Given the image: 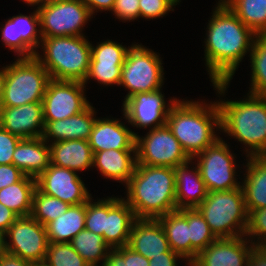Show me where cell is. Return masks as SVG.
I'll use <instances>...</instances> for the list:
<instances>
[{
	"instance_id": "6da1fadb",
	"label": "cell",
	"mask_w": 266,
	"mask_h": 266,
	"mask_svg": "<svg viewBox=\"0 0 266 266\" xmlns=\"http://www.w3.org/2000/svg\"><path fill=\"white\" fill-rule=\"evenodd\" d=\"M206 27L204 60L210 82L225 96L240 62L252 50L256 34L222 0H218ZM220 95V96H219Z\"/></svg>"
},
{
	"instance_id": "7a4b0ae2",
	"label": "cell",
	"mask_w": 266,
	"mask_h": 266,
	"mask_svg": "<svg viewBox=\"0 0 266 266\" xmlns=\"http://www.w3.org/2000/svg\"><path fill=\"white\" fill-rule=\"evenodd\" d=\"M166 125L192 159L219 138L220 111L216 101L177 99L170 107Z\"/></svg>"
},
{
	"instance_id": "3957f363",
	"label": "cell",
	"mask_w": 266,
	"mask_h": 266,
	"mask_svg": "<svg viewBox=\"0 0 266 266\" xmlns=\"http://www.w3.org/2000/svg\"><path fill=\"white\" fill-rule=\"evenodd\" d=\"M175 184L174 168L136 163L123 199L136 218L157 219L177 210Z\"/></svg>"
},
{
	"instance_id": "277c9868",
	"label": "cell",
	"mask_w": 266,
	"mask_h": 266,
	"mask_svg": "<svg viewBox=\"0 0 266 266\" xmlns=\"http://www.w3.org/2000/svg\"><path fill=\"white\" fill-rule=\"evenodd\" d=\"M246 95L239 101L222 98L216 101L220 132L239 141L246 157L260 156L266 150V96Z\"/></svg>"
},
{
	"instance_id": "5b68a950",
	"label": "cell",
	"mask_w": 266,
	"mask_h": 266,
	"mask_svg": "<svg viewBox=\"0 0 266 266\" xmlns=\"http://www.w3.org/2000/svg\"><path fill=\"white\" fill-rule=\"evenodd\" d=\"M39 48L43 53L40 55L37 51L34 57L48 71L50 79L85 81L91 58V42L88 37H45Z\"/></svg>"
},
{
	"instance_id": "8992f818",
	"label": "cell",
	"mask_w": 266,
	"mask_h": 266,
	"mask_svg": "<svg viewBox=\"0 0 266 266\" xmlns=\"http://www.w3.org/2000/svg\"><path fill=\"white\" fill-rule=\"evenodd\" d=\"M197 209L216 238L245 236L249 213L242 187L208 192Z\"/></svg>"
},
{
	"instance_id": "52a82bcc",
	"label": "cell",
	"mask_w": 266,
	"mask_h": 266,
	"mask_svg": "<svg viewBox=\"0 0 266 266\" xmlns=\"http://www.w3.org/2000/svg\"><path fill=\"white\" fill-rule=\"evenodd\" d=\"M6 65V82L0 107L42 102L50 80L48 71L33 57H20Z\"/></svg>"
},
{
	"instance_id": "ba28073f",
	"label": "cell",
	"mask_w": 266,
	"mask_h": 266,
	"mask_svg": "<svg viewBox=\"0 0 266 266\" xmlns=\"http://www.w3.org/2000/svg\"><path fill=\"white\" fill-rule=\"evenodd\" d=\"M159 55L142 44L132 43L123 63L119 82V86L128 90L123 103L137 93L161 90L165 73Z\"/></svg>"
},
{
	"instance_id": "9c48e42d",
	"label": "cell",
	"mask_w": 266,
	"mask_h": 266,
	"mask_svg": "<svg viewBox=\"0 0 266 266\" xmlns=\"http://www.w3.org/2000/svg\"><path fill=\"white\" fill-rule=\"evenodd\" d=\"M227 143L220 137L214 144L192 158L197 162L196 165L208 192L228 191L241 187V182L237 178L240 176L237 175L240 166Z\"/></svg>"
},
{
	"instance_id": "30bf717a",
	"label": "cell",
	"mask_w": 266,
	"mask_h": 266,
	"mask_svg": "<svg viewBox=\"0 0 266 266\" xmlns=\"http://www.w3.org/2000/svg\"><path fill=\"white\" fill-rule=\"evenodd\" d=\"M37 11L42 38L85 36V25L95 17L81 0L46 3Z\"/></svg>"
},
{
	"instance_id": "8fae6325",
	"label": "cell",
	"mask_w": 266,
	"mask_h": 266,
	"mask_svg": "<svg viewBox=\"0 0 266 266\" xmlns=\"http://www.w3.org/2000/svg\"><path fill=\"white\" fill-rule=\"evenodd\" d=\"M148 130L136 134L137 164L174 168L190 160L167 125Z\"/></svg>"
},
{
	"instance_id": "7c38bea8",
	"label": "cell",
	"mask_w": 266,
	"mask_h": 266,
	"mask_svg": "<svg viewBox=\"0 0 266 266\" xmlns=\"http://www.w3.org/2000/svg\"><path fill=\"white\" fill-rule=\"evenodd\" d=\"M7 253L39 264L45 261L48 236L46 227L31 215L18 217L6 232Z\"/></svg>"
},
{
	"instance_id": "4fadbf2b",
	"label": "cell",
	"mask_w": 266,
	"mask_h": 266,
	"mask_svg": "<svg viewBox=\"0 0 266 266\" xmlns=\"http://www.w3.org/2000/svg\"><path fill=\"white\" fill-rule=\"evenodd\" d=\"M85 91L83 82L50 79L42 99L44 121L62 120L84 111L91 104Z\"/></svg>"
},
{
	"instance_id": "5bb4252c",
	"label": "cell",
	"mask_w": 266,
	"mask_h": 266,
	"mask_svg": "<svg viewBox=\"0 0 266 266\" xmlns=\"http://www.w3.org/2000/svg\"><path fill=\"white\" fill-rule=\"evenodd\" d=\"M164 97L162 89L135 94L122 103L123 119L132 127L145 130L166 125L169 109L178 98L170 97L167 102Z\"/></svg>"
},
{
	"instance_id": "9a60e30c",
	"label": "cell",
	"mask_w": 266,
	"mask_h": 266,
	"mask_svg": "<svg viewBox=\"0 0 266 266\" xmlns=\"http://www.w3.org/2000/svg\"><path fill=\"white\" fill-rule=\"evenodd\" d=\"M36 188L41 193L56 197L69 205L85 203L92 197L77 172L51 163L36 178Z\"/></svg>"
},
{
	"instance_id": "2e32d148",
	"label": "cell",
	"mask_w": 266,
	"mask_h": 266,
	"mask_svg": "<svg viewBox=\"0 0 266 266\" xmlns=\"http://www.w3.org/2000/svg\"><path fill=\"white\" fill-rule=\"evenodd\" d=\"M0 32L2 45L13 51L17 58L33 57L42 40L37 9L34 8L30 15L20 13L8 18Z\"/></svg>"
},
{
	"instance_id": "e0dca14e",
	"label": "cell",
	"mask_w": 266,
	"mask_h": 266,
	"mask_svg": "<svg viewBox=\"0 0 266 266\" xmlns=\"http://www.w3.org/2000/svg\"><path fill=\"white\" fill-rule=\"evenodd\" d=\"M130 48L112 39L97 42L96 46L91 43L89 71L83 84L86 86L93 79L105 87L119 86L121 69Z\"/></svg>"
},
{
	"instance_id": "ac0fdd59",
	"label": "cell",
	"mask_w": 266,
	"mask_h": 266,
	"mask_svg": "<svg viewBox=\"0 0 266 266\" xmlns=\"http://www.w3.org/2000/svg\"><path fill=\"white\" fill-rule=\"evenodd\" d=\"M253 248L246 236L217 238L197 255L190 266H247Z\"/></svg>"
},
{
	"instance_id": "d6986e66",
	"label": "cell",
	"mask_w": 266,
	"mask_h": 266,
	"mask_svg": "<svg viewBox=\"0 0 266 266\" xmlns=\"http://www.w3.org/2000/svg\"><path fill=\"white\" fill-rule=\"evenodd\" d=\"M136 134L118 118L97 117L88 142L93 154L110 149L136 150Z\"/></svg>"
},
{
	"instance_id": "ffe728a7",
	"label": "cell",
	"mask_w": 266,
	"mask_h": 266,
	"mask_svg": "<svg viewBox=\"0 0 266 266\" xmlns=\"http://www.w3.org/2000/svg\"><path fill=\"white\" fill-rule=\"evenodd\" d=\"M1 127L20 138L42 137L44 118L42 102L18 107H0Z\"/></svg>"
},
{
	"instance_id": "44dd1931",
	"label": "cell",
	"mask_w": 266,
	"mask_h": 266,
	"mask_svg": "<svg viewBox=\"0 0 266 266\" xmlns=\"http://www.w3.org/2000/svg\"><path fill=\"white\" fill-rule=\"evenodd\" d=\"M120 197L105 198L104 241L112 249L128 244L132 226L137 219L132 208Z\"/></svg>"
},
{
	"instance_id": "7402d4cb",
	"label": "cell",
	"mask_w": 266,
	"mask_h": 266,
	"mask_svg": "<svg viewBox=\"0 0 266 266\" xmlns=\"http://www.w3.org/2000/svg\"><path fill=\"white\" fill-rule=\"evenodd\" d=\"M127 246L147 259L170 250L165 231L159 220L150 218L135 220Z\"/></svg>"
},
{
	"instance_id": "603a6c76",
	"label": "cell",
	"mask_w": 266,
	"mask_h": 266,
	"mask_svg": "<svg viewBox=\"0 0 266 266\" xmlns=\"http://www.w3.org/2000/svg\"><path fill=\"white\" fill-rule=\"evenodd\" d=\"M193 161V159H190L174 167L176 206L178 210L197 208L208 194L199 168L196 162Z\"/></svg>"
},
{
	"instance_id": "cb8c5ba5",
	"label": "cell",
	"mask_w": 266,
	"mask_h": 266,
	"mask_svg": "<svg viewBox=\"0 0 266 266\" xmlns=\"http://www.w3.org/2000/svg\"><path fill=\"white\" fill-rule=\"evenodd\" d=\"M90 104L77 115L55 121H44L42 138L47 143L66 140H88L96 120L95 107Z\"/></svg>"
},
{
	"instance_id": "d4e9b609",
	"label": "cell",
	"mask_w": 266,
	"mask_h": 266,
	"mask_svg": "<svg viewBox=\"0 0 266 266\" xmlns=\"http://www.w3.org/2000/svg\"><path fill=\"white\" fill-rule=\"evenodd\" d=\"M50 163V145L42 137L22 138L13 153L12 164L34 178L43 173Z\"/></svg>"
},
{
	"instance_id": "484cf974",
	"label": "cell",
	"mask_w": 266,
	"mask_h": 266,
	"mask_svg": "<svg viewBox=\"0 0 266 266\" xmlns=\"http://www.w3.org/2000/svg\"><path fill=\"white\" fill-rule=\"evenodd\" d=\"M136 150H105L93 154V168L106 179L126 185L136 167Z\"/></svg>"
},
{
	"instance_id": "4316f807",
	"label": "cell",
	"mask_w": 266,
	"mask_h": 266,
	"mask_svg": "<svg viewBox=\"0 0 266 266\" xmlns=\"http://www.w3.org/2000/svg\"><path fill=\"white\" fill-rule=\"evenodd\" d=\"M246 158L241 187L249 213L251 210L266 207V159L261 156Z\"/></svg>"
},
{
	"instance_id": "83f0119b",
	"label": "cell",
	"mask_w": 266,
	"mask_h": 266,
	"mask_svg": "<svg viewBox=\"0 0 266 266\" xmlns=\"http://www.w3.org/2000/svg\"><path fill=\"white\" fill-rule=\"evenodd\" d=\"M51 164L75 171L93 168V152L88 140H66L49 143Z\"/></svg>"
},
{
	"instance_id": "f1b7e54d",
	"label": "cell",
	"mask_w": 266,
	"mask_h": 266,
	"mask_svg": "<svg viewBox=\"0 0 266 266\" xmlns=\"http://www.w3.org/2000/svg\"><path fill=\"white\" fill-rule=\"evenodd\" d=\"M157 219L165 231L170 249L191 264V241L186 209H177Z\"/></svg>"
},
{
	"instance_id": "f546056e",
	"label": "cell",
	"mask_w": 266,
	"mask_h": 266,
	"mask_svg": "<svg viewBox=\"0 0 266 266\" xmlns=\"http://www.w3.org/2000/svg\"><path fill=\"white\" fill-rule=\"evenodd\" d=\"M86 202L70 205L65 213L49 222L45 227L48 241L52 243L67 242L85 229Z\"/></svg>"
},
{
	"instance_id": "4dcf8cb0",
	"label": "cell",
	"mask_w": 266,
	"mask_h": 266,
	"mask_svg": "<svg viewBox=\"0 0 266 266\" xmlns=\"http://www.w3.org/2000/svg\"><path fill=\"white\" fill-rule=\"evenodd\" d=\"M36 178L25 175L19 182L0 190V203L18 217L30 216Z\"/></svg>"
},
{
	"instance_id": "1f68e13d",
	"label": "cell",
	"mask_w": 266,
	"mask_h": 266,
	"mask_svg": "<svg viewBox=\"0 0 266 266\" xmlns=\"http://www.w3.org/2000/svg\"><path fill=\"white\" fill-rule=\"evenodd\" d=\"M70 243L91 266H102L108 257L109 251L112 249L106 244L102 235L86 229L80 231Z\"/></svg>"
},
{
	"instance_id": "d6a6232c",
	"label": "cell",
	"mask_w": 266,
	"mask_h": 266,
	"mask_svg": "<svg viewBox=\"0 0 266 266\" xmlns=\"http://www.w3.org/2000/svg\"><path fill=\"white\" fill-rule=\"evenodd\" d=\"M256 35L266 34V0H222Z\"/></svg>"
},
{
	"instance_id": "836d02e7",
	"label": "cell",
	"mask_w": 266,
	"mask_h": 266,
	"mask_svg": "<svg viewBox=\"0 0 266 266\" xmlns=\"http://www.w3.org/2000/svg\"><path fill=\"white\" fill-rule=\"evenodd\" d=\"M250 57L251 79L248 93L266 96V34H257Z\"/></svg>"
},
{
	"instance_id": "e575fe53",
	"label": "cell",
	"mask_w": 266,
	"mask_h": 266,
	"mask_svg": "<svg viewBox=\"0 0 266 266\" xmlns=\"http://www.w3.org/2000/svg\"><path fill=\"white\" fill-rule=\"evenodd\" d=\"M186 219L189 224L192 263L197 255L217 238L197 208L186 209Z\"/></svg>"
},
{
	"instance_id": "d590c367",
	"label": "cell",
	"mask_w": 266,
	"mask_h": 266,
	"mask_svg": "<svg viewBox=\"0 0 266 266\" xmlns=\"http://www.w3.org/2000/svg\"><path fill=\"white\" fill-rule=\"evenodd\" d=\"M70 205L60 199L41 193L37 188L33 194L31 216L46 226L66 212Z\"/></svg>"
},
{
	"instance_id": "8d00e7d4",
	"label": "cell",
	"mask_w": 266,
	"mask_h": 266,
	"mask_svg": "<svg viewBox=\"0 0 266 266\" xmlns=\"http://www.w3.org/2000/svg\"><path fill=\"white\" fill-rule=\"evenodd\" d=\"M44 263L48 266H91L73 248L71 243H48Z\"/></svg>"
},
{
	"instance_id": "74e56055",
	"label": "cell",
	"mask_w": 266,
	"mask_h": 266,
	"mask_svg": "<svg viewBox=\"0 0 266 266\" xmlns=\"http://www.w3.org/2000/svg\"><path fill=\"white\" fill-rule=\"evenodd\" d=\"M245 236L256 247H266V207L251 210Z\"/></svg>"
},
{
	"instance_id": "f35d334b",
	"label": "cell",
	"mask_w": 266,
	"mask_h": 266,
	"mask_svg": "<svg viewBox=\"0 0 266 266\" xmlns=\"http://www.w3.org/2000/svg\"><path fill=\"white\" fill-rule=\"evenodd\" d=\"M92 198L86 202L85 229L102 235L104 238L105 198H97V201Z\"/></svg>"
},
{
	"instance_id": "ab89813d",
	"label": "cell",
	"mask_w": 266,
	"mask_h": 266,
	"mask_svg": "<svg viewBox=\"0 0 266 266\" xmlns=\"http://www.w3.org/2000/svg\"><path fill=\"white\" fill-rule=\"evenodd\" d=\"M173 7L168 0H139L140 17L148 21L166 16Z\"/></svg>"
},
{
	"instance_id": "60d3db41",
	"label": "cell",
	"mask_w": 266,
	"mask_h": 266,
	"mask_svg": "<svg viewBox=\"0 0 266 266\" xmlns=\"http://www.w3.org/2000/svg\"><path fill=\"white\" fill-rule=\"evenodd\" d=\"M111 13L122 22H132L140 18L139 0H115Z\"/></svg>"
},
{
	"instance_id": "b9f144b4",
	"label": "cell",
	"mask_w": 266,
	"mask_h": 266,
	"mask_svg": "<svg viewBox=\"0 0 266 266\" xmlns=\"http://www.w3.org/2000/svg\"><path fill=\"white\" fill-rule=\"evenodd\" d=\"M21 139L0 127V165L12 164L13 153Z\"/></svg>"
},
{
	"instance_id": "7bdbcfd3",
	"label": "cell",
	"mask_w": 266,
	"mask_h": 266,
	"mask_svg": "<svg viewBox=\"0 0 266 266\" xmlns=\"http://www.w3.org/2000/svg\"><path fill=\"white\" fill-rule=\"evenodd\" d=\"M102 266H131V248L125 245L111 249Z\"/></svg>"
},
{
	"instance_id": "ee69618b",
	"label": "cell",
	"mask_w": 266,
	"mask_h": 266,
	"mask_svg": "<svg viewBox=\"0 0 266 266\" xmlns=\"http://www.w3.org/2000/svg\"><path fill=\"white\" fill-rule=\"evenodd\" d=\"M25 174L13 164L0 165V190L19 182Z\"/></svg>"
},
{
	"instance_id": "f6af8a7d",
	"label": "cell",
	"mask_w": 266,
	"mask_h": 266,
	"mask_svg": "<svg viewBox=\"0 0 266 266\" xmlns=\"http://www.w3.org/2000/svg\"><path fill=\"white\" fill-rule=\"evenodd\" d=\"M182 260L187 266H190L187 261L179 254L175 253L171 249L168 252L161 253L157 257L149 259V266H178L177 261Z\"/></svg>"
},
{
	"instance_id": "bcb514c9",
	"label": "cell",
	"mask_w": 266,
	"mask_h": 266,
	"mask_svg": "<svg viewBox=\"0 0 266 266\" xmlns=\"http://www.w3.org/2000/svg\"><path fill=\"white\" fill-rule=\"evenodd\" d=\"M89 9L90 13L96 15L97 12L113 10L115 0H81Z\"/></svg>"
},
{
	"instance_id": "7dc6e473",
	"label": "cell",
	"mask_w": 266,
	"mask_h": 266,
	"mask_svg": "<svg viewBox=\"0 0 266 266\" xmlns=\"http://www.w3.org/2000/svg\"><path fill=\"white\" fill-rule=\"evenodd\" d=\"M18 216L0 203V230L7 232L9 227L15 222Z\"/></svg>"
},
{
	"instance_id": "c3c4849f",
	"label": "cell",
	"mask_w": 266,
	"mask_h": 266,
	"mask_svg": "<svg viewBox=\"0 0 266 266\" xmlns=\"http://www.w3.org/2000/svg\"><path fill=\"white\" fill-rule=\"evenodd\" d=\"M247 266H266V247L254 246Z\"/></svg>"
},
{
	"instance_id": "681fc988",
	"label": "cell",
	"mask_w": 266,
	"mask_h": 266,
	"mask_svg": "<svg viewBox=\"0 0 266 266\" xmlns=\"http://www.w3.org/2000/svg\"><path fill=\"white\" fill-rule=\"evenodd\" d=\"M0 266H35V264L21 257L5 253L0 257Z\"/></svg>"
},
{
	"instance_id": "f907efd6",
	"label": "cell",
	"mask_w": 266,
	"mask_h": 266,
	"mask_svg": "<svg viewBox=\"0 0 266 266\" xmlns=\"http://www.w3.org/2000/svg\"><path fill=\"white\" fill-rule=\"evenodd\" d=\"M131 266H149V259L131 249Z\"/></svg>"
},
{
	"instance_id": "816d5d0a",
	"label": "cell",
	"mask_w": 266,
	"mask_h": 266,
	"mask_svg": "<svg viewBox=\"0 0 266 266\" xmlns=\"http://www.w3.org/2000/svg\"><path fill=\"white\" fill-rule=\"evenodd\" d=\"M5 82H6V66L3 65V67L0 68V104L2 102L4 95Z\"/></svg>"
},
{
	"instance_id": "f5cc1de1",
	"label": "cell",
	"mask_w": 266,
	"mask_h": 266,
	"mask_svg": "<svg viewBox=\"0 0 266 266\" xmlns=\"http://www.w3.org/2000/svg\"><path fill=\"white\" fill-rule=\"evenodd\" d=\"M6 240V233L0 230V257L7 253Z\"/></svg>"
},
{
	"instance_id": "db71d44e",
	"label": "cell",
	"mask_w": 266,
	"mask_h": 266,
	"mask_svg": "<svg viewBox=\"0 0 266 266\" xmlns=\"http://www.w3.org/2000/svg\"><path fill=\"white\" fill-rule=\"evenodd\" d=\"M22 2L26 3L30 7L35 6L36 9H39L46 4V0H22Z\"/></svg>"
},
{
	"instance_id": "11a10c76",
	"label": "cell",
	"mask_w": 266,
	"mask_h": 266,
	"mask_svg": "<svg viewBox=\"0 0 266 266\" xmlns=\"http://www.w3.org/2000/svg\"><path fill=\"white\" fill-rule=\"evenodd\" d=\"M175 8L176 5H179V3L181 2V0H168Z\"/></svg>"
},
{
	"instance_id": "9f6ffc18",
	"label": "cell",
	"mask_w": 266,
	"mask_h": 266,
	"mask_svg": "<svg viewBox=\"0 0 266 266\" xmlns=\"http://www.w3.org/2000/svg\"><path fill=\"white\" fill-rule=\"evenodd\" d=\"M64 1H70V0H46V3H57V2H64Z\"/></svg>"
},
{
	"instance_id": "6f0895ef",
	"label": "cell",
	"mask_w": 266,
	"mask_h": 266,
	"mask_svg": "<svg viewBox=\"0 0 266 266\" xmlns=\"http://www.w3.org/2000/svg\"><path fill=\"white\" fill-rule=\"evenodd\" d=\"M35 266H48V265H46L44 262H42V263H39V264H35Z\"/></svg>"
},
{
	"instance_id": "680465c9",
	"label": "cell",
	"mask_w": 266,
	"mask_h": 266,
	"mask_svg": "<svg viewBox=\"0 0 266 266\" xmlns=\"http://www.w3.org/2000/svg\"><path fill=\"white\" fill-rule=\"evenodd\" d=\"M260 156L266 159V150Z\"/></svg>"
}]
</instances>
